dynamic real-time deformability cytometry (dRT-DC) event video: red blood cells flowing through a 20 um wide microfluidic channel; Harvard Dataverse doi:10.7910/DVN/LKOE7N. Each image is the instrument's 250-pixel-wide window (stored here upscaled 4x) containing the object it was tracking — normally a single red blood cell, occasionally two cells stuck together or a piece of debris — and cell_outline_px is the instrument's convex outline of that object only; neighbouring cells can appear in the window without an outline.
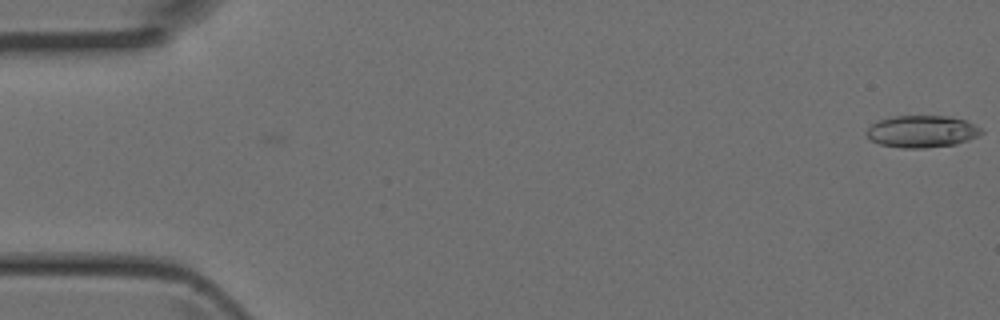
{"species": "Egyptian fruit bat (a non-hibernating species)", "species_latin": "Rousettus aegyptiacus", "temperature_condition": "room temperature", "stored_images_in_passage": 5, "camera_frame_rate_fps": 3000, "um_per_image_px": 0.085, "animal": {"sex": "female"}, "frame": {"image": 1, "passage_image": 1, "time_ms": 0.0, "image_size_px": [1000, 320], "cell_outline_px": [[984, 132], [968, 140], [956, 144], [924, 148], [904, 148], [880, 144], [872, 140], [868, 136], [868, 128], [872, 124], [880, 120], [896, 116], [948, 116], [964, 120], [980, 128]], "centroid_in_image_um": [78.38, 11.18], "position_along_channel_um": 6.6, "area_um2": 21.04}}
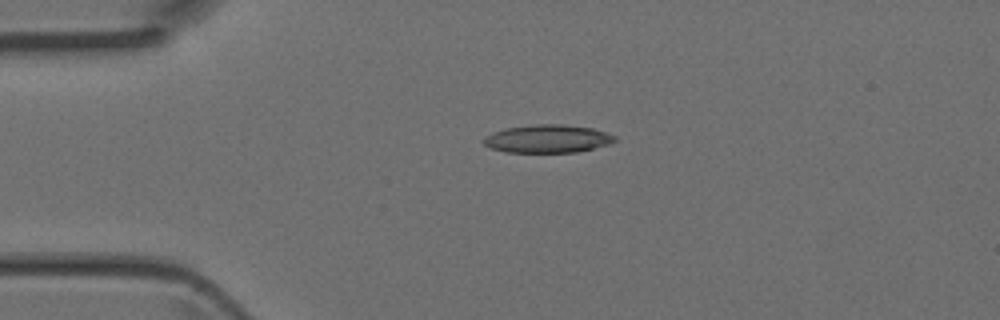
{"frame": {"image": 2, "passage_image": 4, "time_ms": 1.0, "image_size_px": [1000, 320], "cell_outline_px": [[616, 140], [608, 144], [576, 152], [504, 152], [492, 148], [484, 144], [484, 136], [492, 132], [504, 128], [536, 124], [564, 124], [592, 128], [616, 136]], "centroid_in_image_um": [46.51, 11.78], "position_along_channel_um": 38.5, "area_um2": 21.33}}